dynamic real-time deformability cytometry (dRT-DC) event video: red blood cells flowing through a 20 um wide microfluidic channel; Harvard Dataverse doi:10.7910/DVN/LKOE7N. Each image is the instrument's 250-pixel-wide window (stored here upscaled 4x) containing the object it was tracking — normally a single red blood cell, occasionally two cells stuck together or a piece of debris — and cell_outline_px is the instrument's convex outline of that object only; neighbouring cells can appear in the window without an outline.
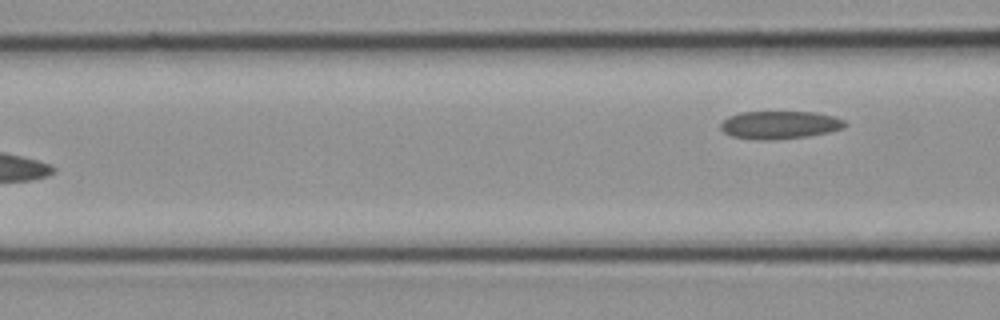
{"species": "common noctule bat (a hibernating species)", "species_latin": "Nyctalus noctula", "temperature_condition": "cold", "stored_images_in_passage": 6, "segment_of_instrument_passage": [2, 2], "camera_frame_rate_fps": 3000, "um_per_image_px": 0.085, "animal": {"sex": "female", "body_mass_g": 21.9}, "frame": {"image": 1, "passage_image": 6, "time_ms": 1.667, "image_size_px": [1000, 320], "cell_outline_px": [[848, 124], [844, 128], [828, 132], [808, 136], [772, 140], [756, 140], [732, 136], [724, 132], [720, 128], [720, 124], [728, 116], [740, 112], [812, 112], [836, 116], [844, 120]], "centroid_in_image_um": [66.28, 10.62], "position_along_channel_um": 100.3, "area_um2": 20.35}}